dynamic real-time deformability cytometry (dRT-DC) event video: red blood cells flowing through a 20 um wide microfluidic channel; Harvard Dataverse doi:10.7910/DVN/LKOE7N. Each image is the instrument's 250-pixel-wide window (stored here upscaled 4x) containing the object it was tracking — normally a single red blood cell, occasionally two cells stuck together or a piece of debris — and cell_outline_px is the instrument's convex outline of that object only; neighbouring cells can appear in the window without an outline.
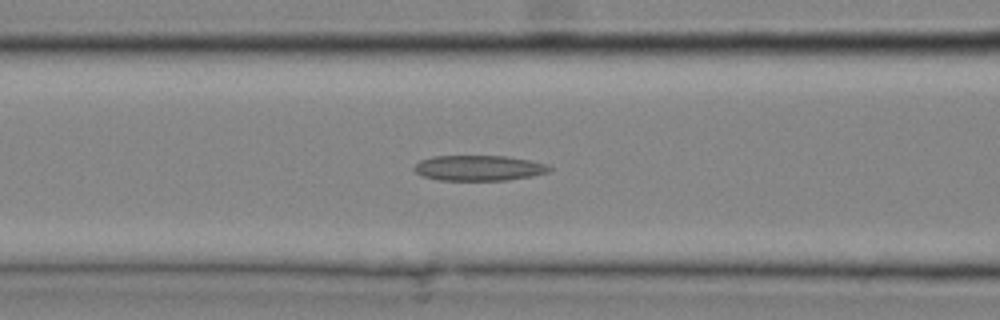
{"species": "common noctule bat (a hibernating species)", "species_latin": "Nyctalus noctula", "temperature_condition": "cold", "stored_images_in_passage": 19, "camera_frame_rate_fps": 3000, "um_per_image_px": 0.085, "animal": {"sex": "male", "body_mass_g": 20.4}, "frame": {"image": 1, "passage_image": 11, "time_ms": 3.333, "image_size_px": [1000, 320], "cell_outline_px": [[552, 168], [548, 172], [532, 176], [508, 180], [440, 180], [424, 176], [416, 172], [412, 168], [420, 160], [432, 156], [504, 156], [532, 160], [544, 164]], "centroid_in_image_um": [40.69, 14.28], "position_along_channel_um": 125.9, "area_um2": 19.94}}
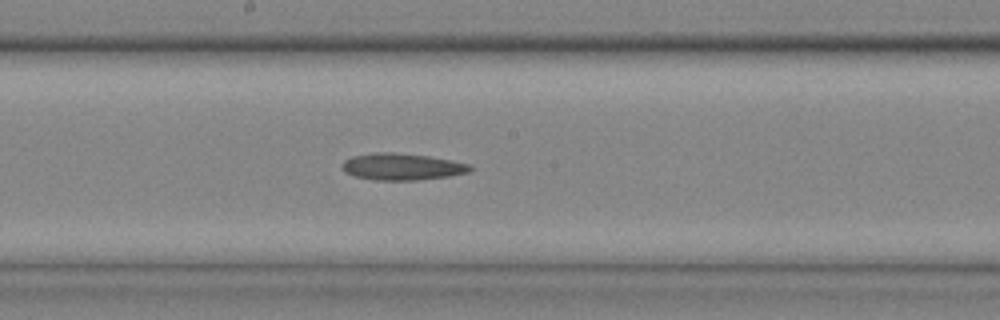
{"frame": {"image": 2, "passage_image": 15, "time_ms": 4.667, "image_size_px": [1000, 320], "cell_outline_px": [[472, 168], [468, 172], [448, 176], [416, 180], [372, 180], [356, 176], [344, 172], [344, 160], [352, 156], [376, 152], [392, 152], [428, 156], [468, 164]], "centroid_in_image_um": [34.13, 14.17], "position_along_channel_um": 214.1, "area_um2": 19.59}}
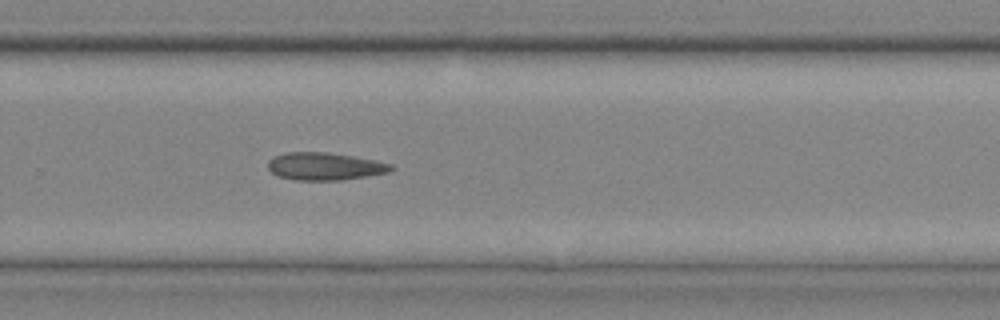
{"frame": {"image": 3, "passage_image": 19, "time_ms": 6.0, "image_size_px": [1000, 320], "cell_outline_px": [[396, 168], [388, 172], [340, 180], [296, 180], [276, 176], [268, 168], [268, 160], [272, 156], [288, 152], [328, 152], [376, 160], [392, 164]], "centroid_in_image_um": [27.58, 14.13], "position_along_channel_um": 302.2, "area_um2": 19.83}}